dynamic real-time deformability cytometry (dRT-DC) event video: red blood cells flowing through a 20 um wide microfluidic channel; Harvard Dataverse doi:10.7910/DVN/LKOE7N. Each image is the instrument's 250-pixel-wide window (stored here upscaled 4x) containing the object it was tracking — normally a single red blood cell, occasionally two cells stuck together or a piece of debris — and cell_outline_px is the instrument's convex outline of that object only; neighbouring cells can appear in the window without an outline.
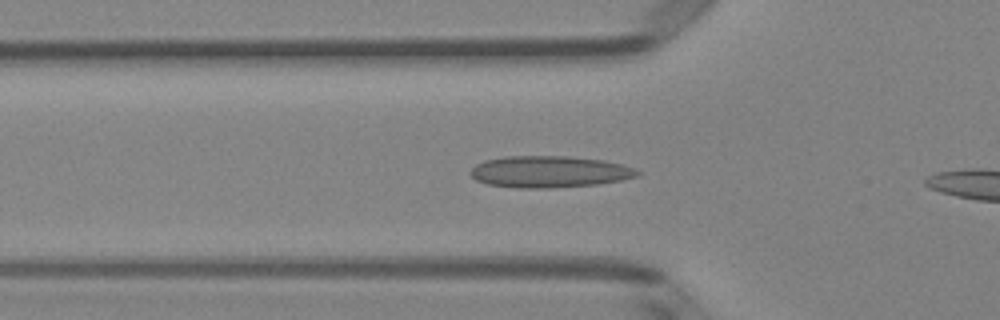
{"species": "Egyptian fruit bat (a non-hibernating species)", "species_latin": "Rousettus aegyptiacus", "temperature_condition": "room temperature", "stored_images_in_passage": 29, "camera_frame_rate_fps": 3000, "um_per_image_px": 0.085, "animal": {"sex": "female"}, "frame": {"image": 1, "passage_image": 5, "time_ms": 1.333, "image_size_px": [1000, 320], "cell_outline_px": [[640, 176], [620, 180], [596, 184], [552, 188], [520, 188], [488, 184], [476, 180], [468, 172], [476, 164], [484, 160], [504, 156], [568, 156], [604, 160], [624, 164], [640, 172]], "centroid_in_image_um": [46.69, 14.59], "position_along_channel_um": 79.1, "area_um2": 30.87}}
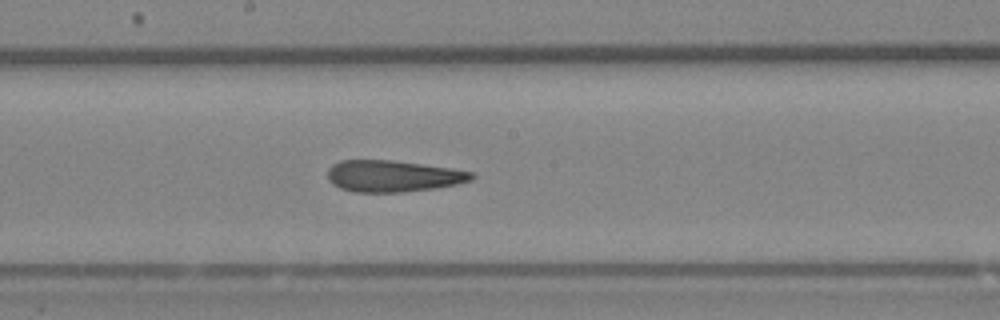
{"frame": {"image": 2, "passage_image": 15, "time_ms": 4.667, "image_size_px": [1000, 320], "cell_outline_px": [[476, 176], [472, 180], [456, 184], [436, 188], [400, 192], [352, 192], [340, 188], [332, 184], [328, 180], [328, 168], [332, 164], [340, 160], [392, 160], [452, 168], [476, 172]], "centroid_in_image_um": [33.41, 14.96], "position_along_channel_um": 214.8, "area_um2": 26.7}}
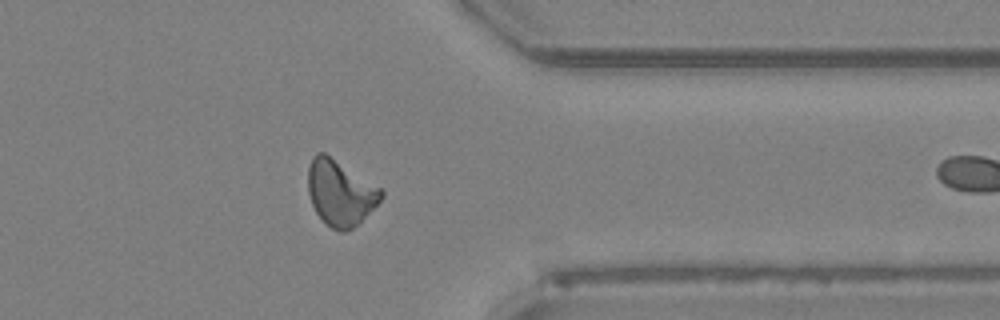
{"frame": {"image": 3, "passage_image": 28, "time_ms": 9.0, "image_size_px": [1000, 320], "cell_outline_px": [[384, 196], [352, 228], [344, 232], [340, 232], [324, 224], [316, 212], [312, 204], [308, 192], [308, 168], [312, 156], [316, 152], [324, 152], [384, 188]], "centroid_in_image_um": [28.92, 16.36], "position_along_channel_um": 382.5, "area_um2": 28.09}}